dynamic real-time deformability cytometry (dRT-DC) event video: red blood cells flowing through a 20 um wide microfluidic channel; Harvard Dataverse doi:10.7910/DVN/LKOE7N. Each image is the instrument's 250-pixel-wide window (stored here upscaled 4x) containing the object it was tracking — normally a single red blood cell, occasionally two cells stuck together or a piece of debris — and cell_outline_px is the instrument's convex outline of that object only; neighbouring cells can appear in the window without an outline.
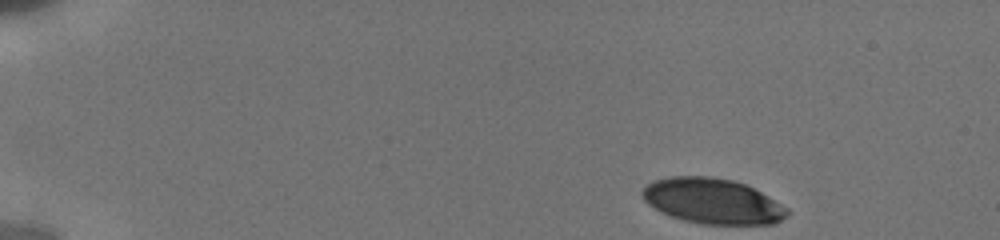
{"species": "human", "species_latin": "Homo sapiens", "temperature_condition": "cold", "stored_images_in_passage": 45, "camera_frame_rate_fps": 3000, "um_per_image_px": 0.085, "donor": {"sex": "male"}, "frame": {"image": 1, "passage_image": 1, "time_ms": 0.0, "image_size_px": [1000, 240], "cell_outline_px": [[788, 216], [772, 224], [700, 224], [684, 220], [660, 212], [648, 204], [644, 200], [640, 192], [652, 180], [668, 176], [708, 176], [732, 180], [744, 184], [768, 196], [788, 208]], "centroid_in_image_um": [60.53, 17.09], "position_along_channel_um": 24.5, "area_um2": 38.26}}
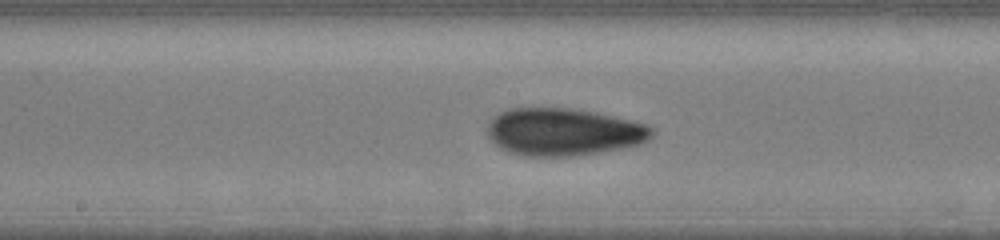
{"frame": {"image": 2, "passage_image": 20, "time_ms": 7.667, "image_size_px": [1000, 240], "cell_outline_px": [[656, 132], [648, 140], [640, 144], [620, 148], [572, 156], [524, 156], [508, 152], [500, 148], [488, 136], [488, 124], [500, 112], [508, 108], [568, 108], [596, 112], [648, 124]], "centroid_in_image_um": [47.91, 11.21], "position_along_channel_um": 200.3, "area_um2": 45.37}}
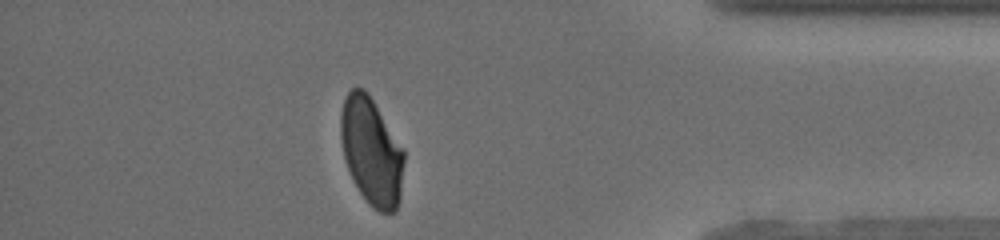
{"frame": {"image": 3, "passage_image": 38, "time_ms": 13.667, "image_size_px": [1000, 240], "cell_outline_px": [[404, 164], [400, 200], [396, 212], [380, 212], [372, 208], [368, 204], [352, 180], [344, 156], [340, 140], [340, 112], [344, 100], [348, 92], [352, 88], [364, 88], [368, 92], [404, 148]], "centroid_in_image_um": [31.58, 12.87], "position_along_channel_um": 403.6, "area_um2": 40.11}, "authors_computed_cell_mechanics": {"area_um2": 43.35, "velocity_mm_per_s": 3.8308, "shape_relaxation_time_tau1_ms": 3.7049, "shape_relaxation_time_tau2_ms": 1.9146, "deformation_change_tau1": 0.1413, "deformation_change_tau2": 0.0687}}